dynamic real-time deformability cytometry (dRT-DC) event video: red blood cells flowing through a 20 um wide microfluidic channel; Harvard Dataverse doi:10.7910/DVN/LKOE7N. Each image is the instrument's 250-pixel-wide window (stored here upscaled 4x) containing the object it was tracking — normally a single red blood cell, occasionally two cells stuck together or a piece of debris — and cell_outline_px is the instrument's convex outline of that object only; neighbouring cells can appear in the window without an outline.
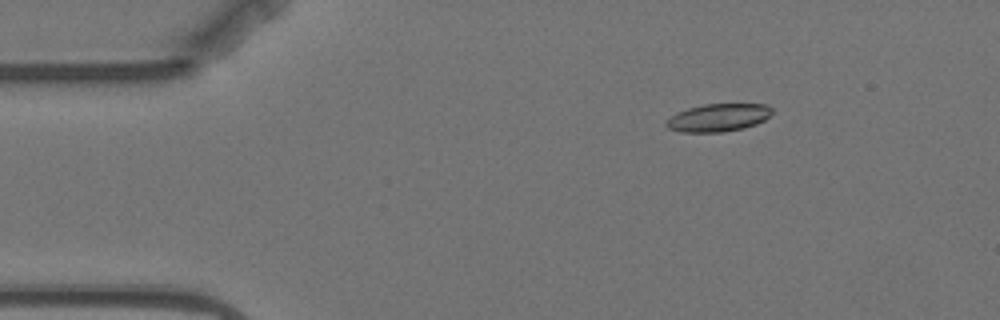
{"species": "Egyptian fruit bat (a non-hibernating species)", "species_latin": "Rousettus aegyptiacus", "temperature_condition": "warm", "stored_images_in_passage": 3, "camera_frame_rate_fps": 3000, "um_per_image_px": 0.085, "animal": {"sex": "female"}, "frame": {"image": 1, "passage_image": 1, "time_ms": 0.0, "image_size_px": [1000, 320], "cell_outline_px": [[772, 112], [764, 120], [756, 124], [744, 128], [724, 132], [680, 132], [668, 128], [664, 124], [672, 116], [688, 108], [704, 104], [768, 104], [772, 108]], "centroid_in_image_um": [61.08, 10.0], "position_along_channel_um": 23.9, "area_um2": 17.05}}